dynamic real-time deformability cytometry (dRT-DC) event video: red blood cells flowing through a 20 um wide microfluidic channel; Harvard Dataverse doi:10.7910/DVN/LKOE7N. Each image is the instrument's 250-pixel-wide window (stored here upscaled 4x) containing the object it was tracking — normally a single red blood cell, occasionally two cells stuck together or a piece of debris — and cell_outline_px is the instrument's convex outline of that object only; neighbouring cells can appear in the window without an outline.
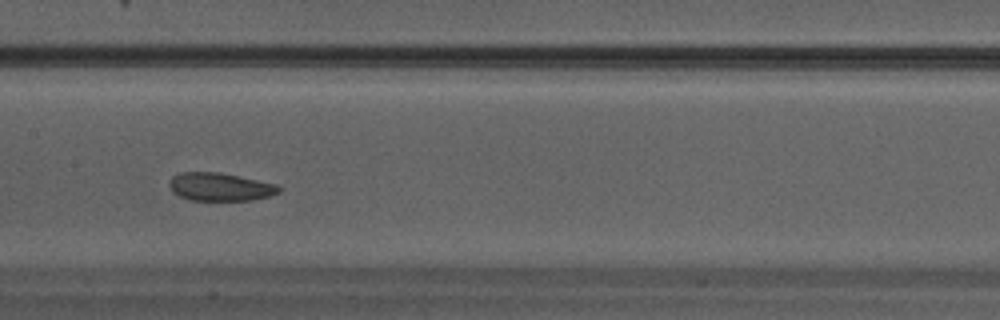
{"species": "Egyptian fruit bat (a non-hibernating species)", "species_latin": "Rousettus aegyptiacus", "temperature_condition": "warm", "stored_images_in_passage": 31, "camera_frame_rate_fps": 3000, "um_per_image_px": 0.085, "animal": {"sex": "male"}, "frame": {"image": 1, "passage_image": 14, "time_ms": 4.333, "image_size_px": [1000, 320], "cell_outline_px": [[284, 188], [280, 192], [268, 196], [252, 200], [192, 200], [180, 196], [172, 192], [168, 184], [172, 176], [180, 172], [220, 172], [276, 184]], "centroid_in_image_um": [18.71, 15.88], "position_along_channel_um": 188.7, "area_um2": 17.98}}